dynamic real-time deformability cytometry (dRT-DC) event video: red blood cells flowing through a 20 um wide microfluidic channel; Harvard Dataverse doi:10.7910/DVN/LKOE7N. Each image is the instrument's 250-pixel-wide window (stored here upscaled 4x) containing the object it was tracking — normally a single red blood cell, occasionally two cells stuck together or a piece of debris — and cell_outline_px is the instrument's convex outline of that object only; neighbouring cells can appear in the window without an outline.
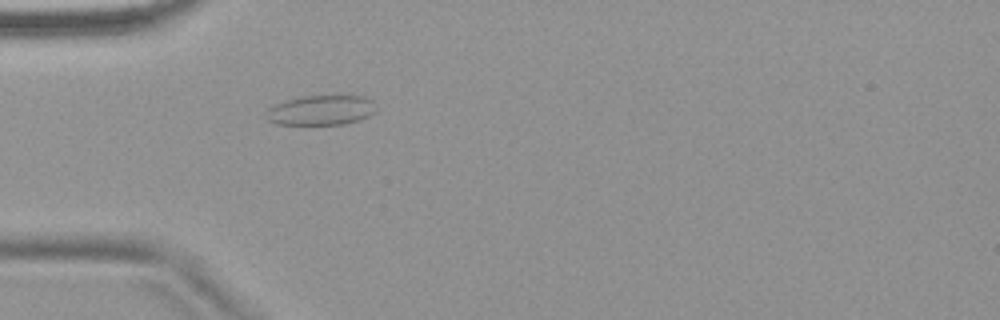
{"species": "common noctule bat (a hibernating species)", "species_latin": "Nyctalus noctula", "temperature_condition": "warm", "stored_images_in_passage": 2, "camera_frame_rate_fps": 3000, "um_per_image_px": 0.085, "animal": {"sex": "female", "body_mass_g": 18.4}, "frame": {"image": 1, "passage_image": 2, "time_ms": 1.333, "image_size_px": [1000, 320], "cell_outline_px": [[376, 112], [360, 120], [344, 124], [276, 124], [268, 120], [264, 116], [268, 108], [284, 100], [300, 96], [336, 92], [364, 96], [372, 100], [376, 108]], "centroid_in_image_um": [27.32, 9.3], "position_along_channel_um": 57.7, "area_um2": 20.17}}